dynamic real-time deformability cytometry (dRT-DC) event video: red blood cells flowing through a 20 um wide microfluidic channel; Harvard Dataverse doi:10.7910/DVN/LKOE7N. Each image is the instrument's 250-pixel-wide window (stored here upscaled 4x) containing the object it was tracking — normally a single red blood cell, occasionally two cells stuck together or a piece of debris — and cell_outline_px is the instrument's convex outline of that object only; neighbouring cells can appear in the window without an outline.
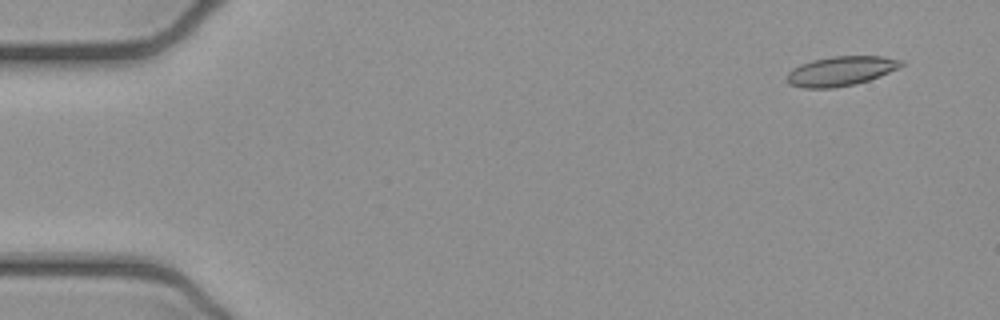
{"species": "common noctule bat (a hibernating species)", "species_latin": "Nyctalus noctula", "temperature_condition": "cold", "stored_images_in_passage": 50, "camera_frame_rate_fps": 3000, "um_per_image_px": 0.085, "animal": {"sex": "female", "body_mass_g": 21.9}, "frame": {"image": 1, "passage_image": 1, "time_ms": 0.0, "image_size_px": [1000, 320], "cell_outline_px": [[904, 64], [900, 68], [880, 76], [856, 84], [832, 88], [804, 88], [788, 84], [784, 80], [784, 76], [792, 68], [800, 64], [812, 60], [832, 56], [884, 56], [904, 60]], "centroid_in_image_um": [71.45, 6.04], "position_along_channel_um": 13.6, "area_um2": 20.06}}
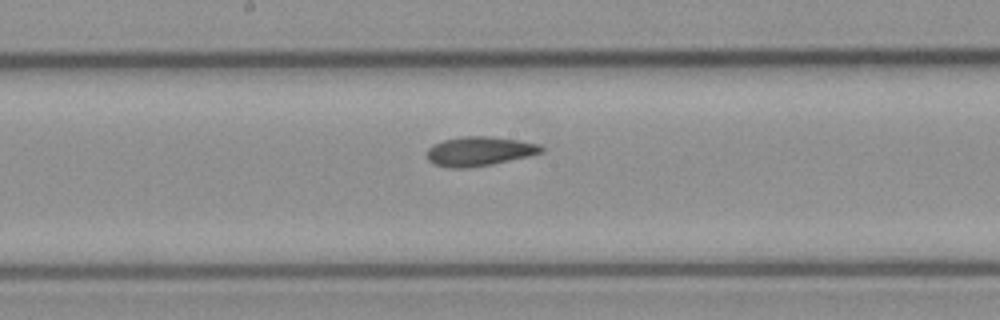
{"frame": {"image": 2, "passage_image": 25, "time_ms": 8.0, "image_size_px": [1000, 320], "cell_outline_px": [[544, 152], [528, 156], [492, 164], [468, 168], [448, 168], [432, 164], [428, 160], [428, 148], [432, 144], [444, 140], [464, 136], [492, 136], [540, 144], [544, 148]], "centroid_in_image_um": [40.73, 12.86], "position_along_channel_um": 207.5, "area_um2": 19.59}}
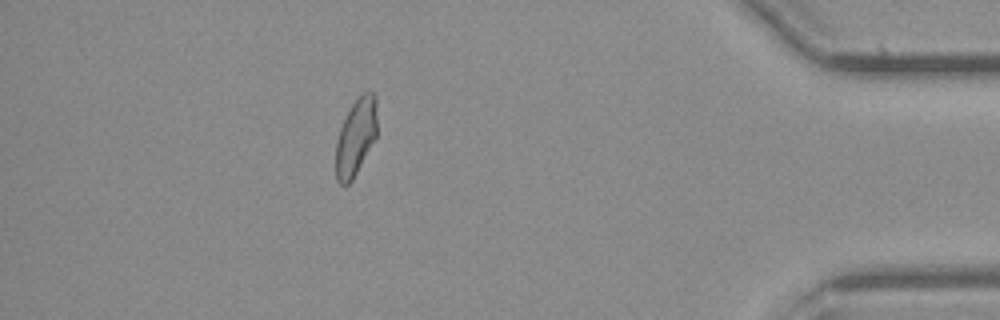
{"frame": {"image": 3, "passage_image": 44, "time_ms": 14.333, "image_size_px": [1000, 320], "cell_outline_px": [[376, 136], [352, 180], [348, 184], [340, 184], [336, 180], [336, 140], [340, 128], [352, 104], [364, 92], [372, 92], [376, 96]], "centroid_in_image_um": [30.23, 11.65], "position_along_channel_um": 405.0, "area_um2": 18.09}, "authors_computed_cell_mechanics": {"area_um2": 19.2474, "velocity_mm_per_s": 3.9005, "shape_relaxation_time_tau1_ms": null, "shape_relaxation_time_tau2_ms": 2.2725, "deformation_change_tau1": null, "deformation_change_tau2": 0.0822}}